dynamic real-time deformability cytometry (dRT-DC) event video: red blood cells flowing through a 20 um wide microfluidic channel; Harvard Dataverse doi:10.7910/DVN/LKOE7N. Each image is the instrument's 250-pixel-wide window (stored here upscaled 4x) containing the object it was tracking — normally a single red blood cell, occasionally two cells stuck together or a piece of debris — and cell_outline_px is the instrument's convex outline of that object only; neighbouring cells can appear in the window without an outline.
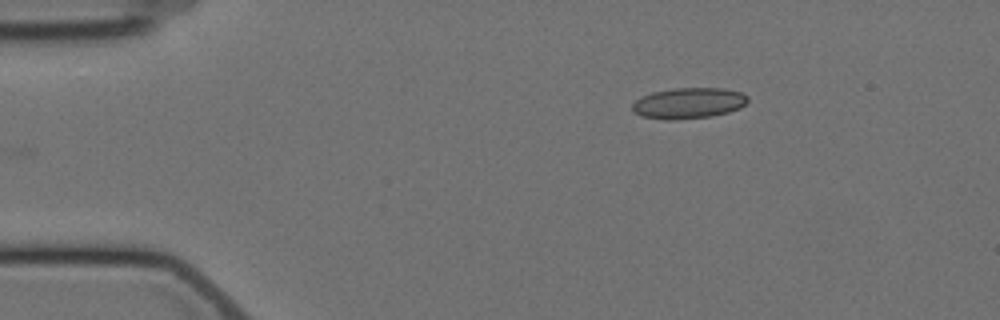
{"species": "Egyptian fruit bat (a non-hibernating species)", "species_latin": "Rousettus aegyptiacus", "temperature_condition": "cold", "stored_images_in_passage": 20, "camera_frame_rate_fps": 3000, "um_per_image_px": 0.085, "animal": {"sex": "female"}, "frame": {"image": 1, "passage_image": 1, "time_ms": 0.0, "image_size_px": [1000, 320], "cell_outline_px": [[748, 100], [740, 108], [728, 112], [712, 116], [676, 120], [664, 120], [644, 116], [636, 112], [632, 108], [632, 104], [640, 96], [652, 92], [672, 88], [724, 88], [740, 92], [748, 96]], "centroid_in_image_um": [58.53, 8.76], "position_along_channel_um": 26.5, "area_um2": 20.81}}
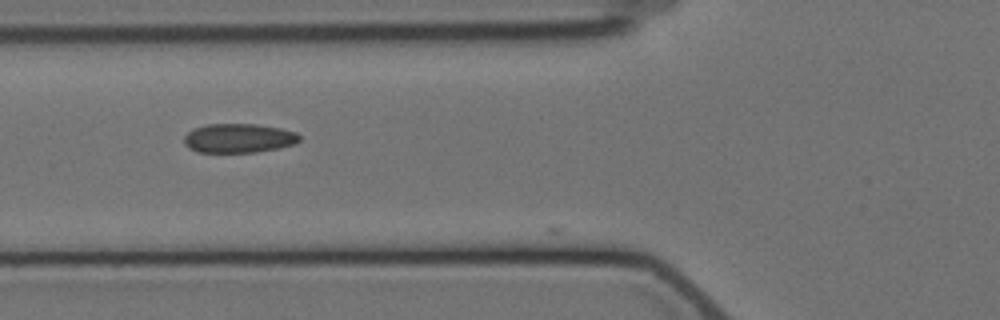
{"frame": {"image": 2, "passage_image": 13, "time_ms": 4.0, "image_size_px": [1000, 320], "cell_outline_px": [[300, 140], [296, 144], [280, 148], [256, 152], [196, 152], [188, 148], [184, 144], [184, 136], [192, 128], [208, 124], [256, 124], [280, 128], [296, 132], [300, 136]], "centroid_in_image_um": [20.28, 11.75], "position_along_channel_um": 105.5, "area_um2": 19.83}}
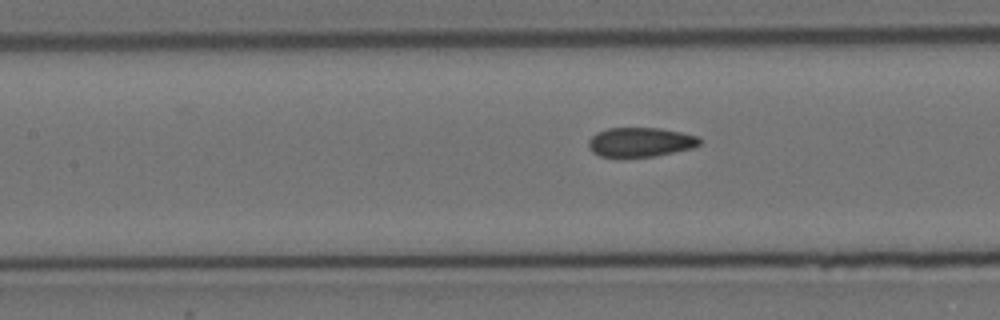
{"frame": {"image": 3, "passage_image": 17, "time_ms": 5.333, "image_size_px": [1000, 320], "cell_outline_px": [[700, 144], [692, 148], [656, 156], [600, 156], [592, 152], [588, 148], [588, 140], [596, 132], [608, 128], [660, 128], [700, 136]], "centroid_in_image_um": [54.43, 12.07], "position_along_channel_um": 153.0, "area_um2": 18.96}}